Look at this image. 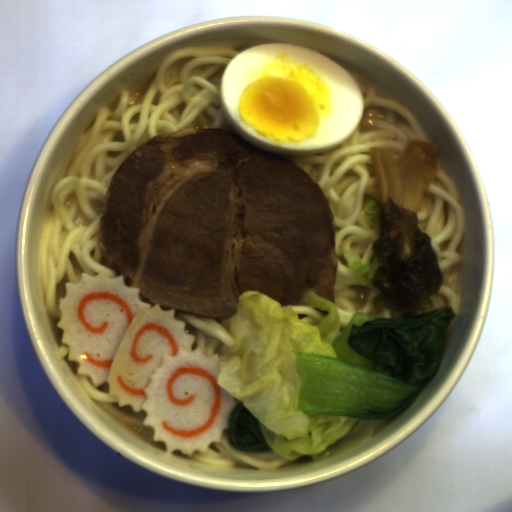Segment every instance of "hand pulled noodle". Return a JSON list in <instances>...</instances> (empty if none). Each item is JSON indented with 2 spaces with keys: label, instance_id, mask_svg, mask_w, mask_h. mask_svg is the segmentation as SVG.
<instances>
[{
  "label": "hand pulled noodle",
  "instance_id": "hand-pulled-noodle-1",
  "mask_svg": "<svg viewBox=\"0 0 512 512\" xmlns=\"http://www.w3.org/2000/svg\"><path fill=\"white\" fill-rule=\"evenodd\" d=\"M351 76L364 101L354 133L338 147L315 155H285L321 188L332 213L338 329L341 333L354 312L383 317L421 314L398 312L380 300L371 303L382 292L374 281L385 287L388 282L377 271L372 286H361L342 256L349 249L362 263L372 261L375 252L370 246L380 238L381 224L380 229L369 225V215L361 210L376 196L380 205L390 197L401 208L418 213L421 231L430 236L439 254L444 287L431 295L435 308L425 312L450 306L459 314L463 256L457 248L467 222L455 181L443 169L439 144L404 102L382 97L378 87Z\"/></svg>",
  "mask_w": 512,
  "mask_h": 512
},
{
  "label": "hand pulled noodle",
  "instance_id": "hand-pulled-noodle-2",
  "mask_svg": "<svg viewBox=\"0 0 512 512\" xmlns=\"http://www.w3.org/2000/svg\"><path fill=\"white\" fill-rule=\"evenodd\" d=\"M242 51L201 45L169 52L139 103L128 107L130 90L120 88L114 110L103 105L78 137L68 169L51 192L54 208L46 212L38 240L37 283L52 319H60L65 282L81 281L82 273L119 276L100 248V217L110 181L128 156L161 133L235 130L221 104V83L229 61Z\"/></svg>",
  "mask_w": 512,
  "mask_h": 512
},
{
  "label": "hand pulled noodle",
  "instance_id": "hand-pulled-noodle-3",
  "mask_svg": "<svg viewBox=\"0 0 512 512\" xmlns=\"http://www.w3.org/2000/svg\"><path fill=\"white\" fill-rule=\"evenodd\" d=\"M192 459L219 468L245 465L263 471H276L288 464L289 460L271 450L257 452L240 451L230 444L229 432L223 429L221 441L210 443L206 453L193 451Z\"/></svg>",
  "mask_w": 512,
  "mask_h": 512
},
{
  "label": "hand pulled noodle",
  "instance_id": "hand-pulled-noodle-4",
  "mask_svg": "<svg viewBox=\"0 0 512 512\" xmlns=\"http://www.w3.org/2000/svg\"><path fill=\"white\" fill-rule=\"evenodd\" d=\"M174 317L184 320V332L193 334L192 351L197 347L204 355H221L223 344L232 347L235 340L221 317L207 316L174 309Z\"/></svg>",
  "mask_w": 512,
  "mask_h": 512
},
{
  "label": "hand pulled noodle",
  "instance_id": "hand-pulled-noodle-5",
  "mask_svg": "<svg viewBox=\"0 0 512 512\" xmlns=\"http://www.w3.org/2000/svg\"><path fill=\"white\" fill-rule=\"evenodd\" d=\"M77 379L90 397L101 409L114 416L126 425L145 426L142 421L146 413L141 409L138 412L132 410L130 405L119 407L117 397L110 395L107 381L100 387L94 386L89 377L77 374Z\"/></svg>",
  "mask_w": 512,
  "mask_h": 512
},
{
  "label": "hand pulled noodle",
  "instance_id": "hand-pulled-noodle-6",
  "mask_svg": "<svg viewBox=\"0 0 512 512\" xmlns=\"http://www.w3.org/2000/svg\"><path fill=\"white\" fill-rule=\"evenodd\" d=\"M60 358H64L69 355V345H61L57 351Z\"/></svg>",
  "mask_w": 512,
  "mask_h": 512
}]
</instances>
